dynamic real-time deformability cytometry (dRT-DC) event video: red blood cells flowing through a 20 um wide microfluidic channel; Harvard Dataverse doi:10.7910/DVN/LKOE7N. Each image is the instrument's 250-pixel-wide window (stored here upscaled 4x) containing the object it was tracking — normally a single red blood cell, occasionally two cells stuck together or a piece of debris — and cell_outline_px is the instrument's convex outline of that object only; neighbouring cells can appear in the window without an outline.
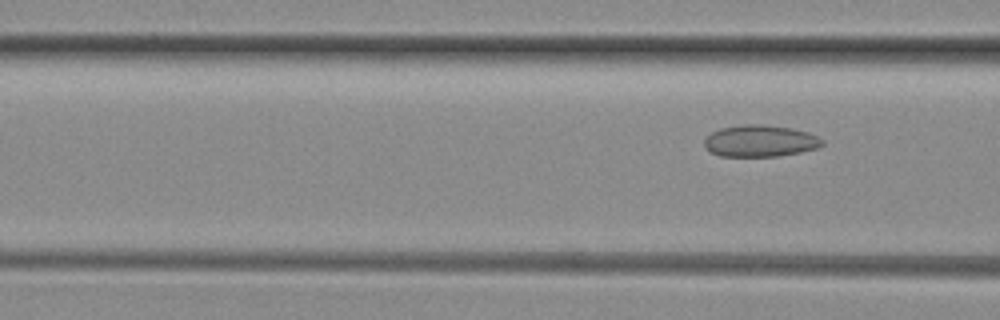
{"species": "common noctule bat (a hibernating species)", "species_latin": "Nyctalus noctula", "temperature_condition": "room temperature", "stored_images_in_passage": 6, "segment_of_instrument_passage": [2, 2], "camera_frame_rate_fps": 3000, "um_per_image_px": 0.085, "animal": {"sex": "female", "body_mass_g": 29.2, "forearm_length_mm": 56.3}, "frame": {"image": 1, "passage_image": 6, "time_ms": 1.667, "image_size_px": [1000, 320], "cell_outline_px": [[824, 144], [816, 148], [800, 152], [780, 156], [720, 156], [712, 152], [704, 144], [704, 140], [712, 132], [720, 128], [744, 124], [760, 124], [792, 128], [808, 132], [824, 140]], "centroid_in_image_um": [64.63, 11.97], "position_along_channel_um": 102.0, "area_um2": 21.68}}